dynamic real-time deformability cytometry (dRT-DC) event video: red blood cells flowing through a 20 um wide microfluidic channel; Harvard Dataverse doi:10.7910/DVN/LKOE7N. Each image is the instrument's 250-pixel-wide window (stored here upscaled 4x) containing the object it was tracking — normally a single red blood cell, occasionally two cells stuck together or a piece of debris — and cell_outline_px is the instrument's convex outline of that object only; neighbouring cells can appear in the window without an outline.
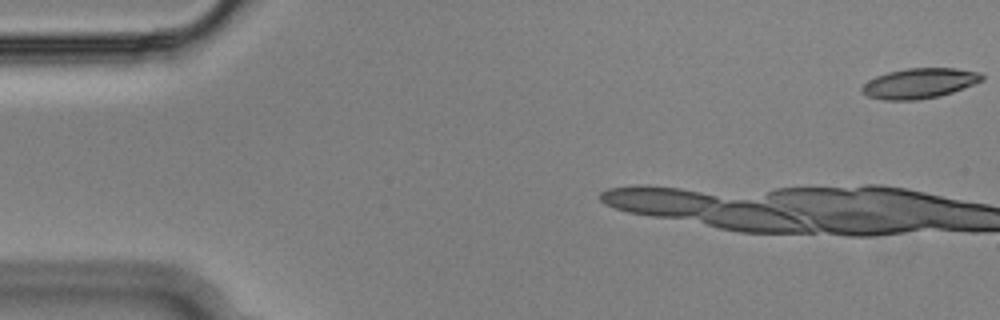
{"species": "Egyptian fruit bat (a non-hibernating species)", "species_latin": "Rousettus aegyptiacus", "temperature_condition": "cold", "stored_images_in_passage": 6, "camera_frame_rate_fps": 3000, "um_per_image_px": 0.085, "animal": {"sex": "male"}, "frame": {"image": 1, "passage_image": 1, "time_ms": 0.0, "image_size_px": [1000, 320], "cell_outline_px": [[984, 80], [952, 92], [940, 96], [916, 100], [884, 100], [868, 96], [860, 88], [868, 80], [876, 76], [888, 72], [908, 68], [956, 68], [980, 72], [984, 76]], "centroid_in_image_um": [78.17, 7.07], "position_along_channel_um": 6.8, "area_um2": 21.04}}